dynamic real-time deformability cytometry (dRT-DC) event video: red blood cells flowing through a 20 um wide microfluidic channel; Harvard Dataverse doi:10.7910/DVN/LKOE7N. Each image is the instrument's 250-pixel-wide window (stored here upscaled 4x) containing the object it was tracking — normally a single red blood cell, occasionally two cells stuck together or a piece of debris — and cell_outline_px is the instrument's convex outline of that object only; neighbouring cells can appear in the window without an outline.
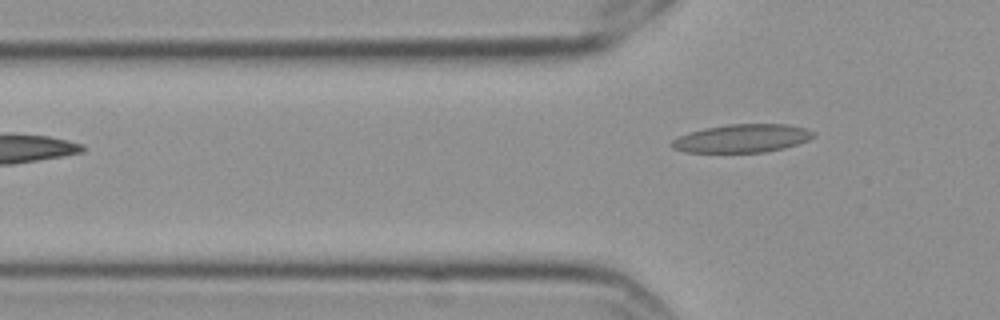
{"species": "Egyptian fruit bat (a non-hibernating species)", "species_latin": "Rousettus aegyptiacus", "temperature_condition": "cold", "stored_images_in_passage": 7, "camera_frame_rate_fps": 3000, "um_per_image_px": 0.085, "frame": {"image": 1, "passage_image": 7, "time_ms": 2.0, "image_size_px": [1000, 320], "cell_outline_px": [[816, 136], [808, 140], [784, 148], [764, 152], [684, 152], [672, 148], [672, 140], [688, 132], [704, 128], [728, 124], [788, 124], [804, 128], [816, 132]], "centroid_in_image_um": [63.09, 11.75], "position_along_channel_um": 62.7, "area_um2": 23.29}}